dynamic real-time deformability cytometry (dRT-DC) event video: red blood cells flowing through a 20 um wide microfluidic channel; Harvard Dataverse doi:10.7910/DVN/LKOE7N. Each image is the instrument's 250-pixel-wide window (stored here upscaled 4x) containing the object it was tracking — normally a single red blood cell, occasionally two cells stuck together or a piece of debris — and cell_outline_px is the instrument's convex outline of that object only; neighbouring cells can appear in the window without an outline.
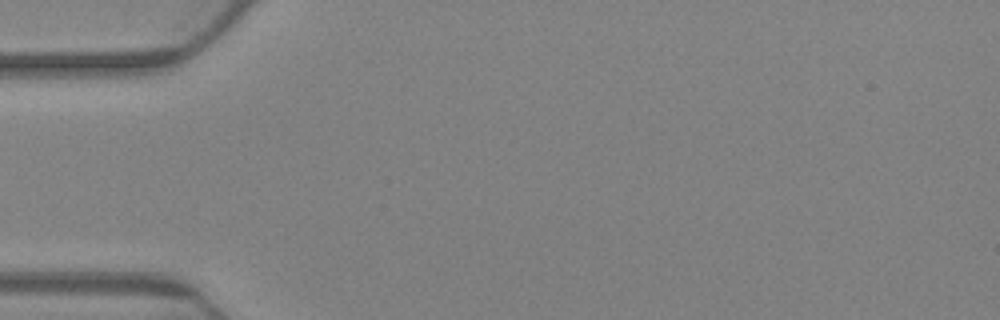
{"species": "Egyptian fruit bat (a non-hibernating species)", "species_latin": "Rousettus aegyptiacus", "temperature_condition": "warm", "stored_images_in_passage": 2, "camera_frame_rate_fps": 3000, "um_per_image_px": 0.085, "animal": {"sex": "female"}, "frame": {"image": 1, "passage_image": 1, "time_ms": 0.0, "image_size_px": [1000, 320], "cell_outline_px": [[276, 272], [268, 280], [264, 280], [256, 276], [204, 240], [188, 224], [192, 220], [224, 232]], "centroid_in_image_um": [19.81, 21.27], "position_along_channel_um": 65.2, "area_um2": 10.52}}